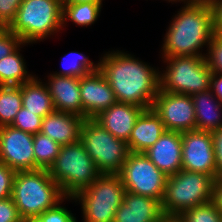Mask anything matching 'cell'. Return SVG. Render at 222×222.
<instances>
[{
  "label": "cell",
  "mask_w": 222,
  "mask_h": 222,
  "mask_svg": "<svg viewBox=\"0 0 222 222\" xmlns=\"http://www.w3.org/2000/svg\"><path fill=\"white\" fill-rule=\"evenodd\" d=\"M124 50H111L99 58V70L117 102L149 109L159 91V68Z\"/></svg>",
  "instance_id": "6da1fadb"
},
{
  "label": "cell",
  "mask_w": 222,
  "mask_h": 222,
  "mask_svg": "<svg viewBox=\"0 0 222 222\" xmlns=\"http://www.w3.org/2000/svg\"><path fill=\"white\" fill-rule=\"evenodd\" d=\"M182 5L166 30L160 56H205L203 48L215 35L212 6L209 0Z\"/></svg>",
  "instance_id": "7a4b0ae2"
},
{
  "label": "cell",
  "mask_w": 222,
  "mask_h": 222,
  "mask_svg": "<svg viewBox=\"0 0 222 222\" xmlns=\"http://www.w3.org/2000/svg\"><path fill=\"white\" fill-rule=\"evenodd\" d=\"M11 197L23 220L39 217L66 198L47 169L16 171Z\"/></svg>",
  "instance_id": "3957f363"
},
{
  "label": "cell",
  "mask_w": 222,
  "mask_h": 222,
  "mask_svg": "<svg viewBox=\"0 0 222 222\" xmlns=\"http://www.w3.org/2000/svg\"><path fill=\"white\" fill-rule=\"evenodd\" d=\"M62 0H23L8 29L24 43L35 44L62 29Z\"/></svg>",
  "instance_id": "277c9868"
},
{
  "label": "cell",
  "mask_w": 222,
  "mask_h": 222,
  "mask_svg": "<svg viewBox=\"0 0 222 222\" xmlns=\"http://www.w3.org/2000/svg\"><path fill=\"white\" fill-rule=\"evenodd\" d=\"M49 173L66 197H74L101 175L80 140L61 146Z\"/></svg>",
  "instance_id": "5b68a950"
},
{
  "label": "cell",
  "mask_w": 222,
  "mask_h": 222,
  "mask_svg": "<svg viewBox=\"0 0 222 222\" xmlns=\"http://www.w3.org/2000/svg\"><path fill=\"white\" fill-rule=\"evenodd\" d=\"M214 181L206 173L183 169L168 176L161 202L164 215L179 217L192 207L212 201Z\"/></svg>",
  "instance_id": "8992f818"
},
{
  "label": "cell",
  "mask_w": 222,
  "mask_h": 222,
  "mask_svg": "<svg viewBox=\"0 0 222 222\" xmlns=\"http://www.w3.org/2000/svg\"><path fill=\"white\" fill-rule=\"evenodd\" d=\"M166 64L159 70V90L173 94L192 95L211 89L213 72L205 56L161 57Z\"/></svg>",
  "instance_id": "52a82bcc"
},
{
  "label": "cell",
  "mask_w": 222,
  "mask_h": 222,
  "mask_svg": "<svg viewBox=\"0 0 222 222\" xmlns=\"http://www.w3.org/2000/svg\"><path fill=\"white\" fill-rule=\"evenodd\" d=\"M125 192L119 174H101L91 185L70 197V202L80 204L83 222H113Z\"/></svg>",
  "instance_id": "ba28073f"
},
{
  "label": "cell",
  "mask_w": 222,
  "mask_h": 222,
  "mask_svg": "<svg viewBox=\"0 0 222 222\" xmlns=\"http://www.w3.org/2000/svg\"><path fill=\"white\" fill-rule=\"evenodd\" d=\"M80 141L101 174H119L130 153L127 142L114 137L94 119H85Z\"/></svg>",
  "instance_id": "9c48e42d"
},
{
  "label": "cell",
  "mask_w": 222,
  "mask_h": 222,
  "mask_svg": "<svg viewBox=\"0 0 222 222\" xmlns=\"http://www.w3.org/2000/svg\"><path fill=\"white\" fill-rule=\"evenodd\" d=\"M119 175L127 192L162 202L167 176L145 153L130 152Z\"/></svg>",
  "instance_id": "30bf717a"
},
{
  "label": "cell",
  "mask_w": 222,
  "mask_h": 222,
  "mask_svg": "<svg viewBox=\"0 0 222 222\" xmlns=\"http://www.w3.org/2000/svg\"><path fill=\"white\" fill-rule=\"evenodd\" d=\"M151 108L162 120L165 130L186 132L196 128V116L191 95L158 91Z\"/></svg>",
  "instance_id": "8fae6325"
},
{
  "label": "cell",
  "mask_w": 222,
  "mask_h": 222,
  "mask_svg": "<svg viewBox=\"0 0 222 222\" xmlns=\"http://www.w3.org/2000/svg\"><path fill=\"white\" fill-rule=\"evenodd\" d=\"M182 169L206 173L217 179L212 133L200 130L182 132Z\"/></svg>",
  "instance_id": "7c38bea8"
},
{
  "label": "cell",
  "mask_w": 222,
  "mask_h": 222,
  "mask_svg": "<svg viewBox=\"0 0 222 222\" xmlns=\"http://www.w3.org/2000/svg\"><path fill=\"white\" fill-rule=\"evenodd\" d=\"M34 135L11 125L0 127V162L15 171H34Z\"/></svg>",
  "instance_id": "4fadbf2b"
},
{
  "label": "cell",
  "mask_w": 222,
  "mask_h": 222,
  "mask_svg": "<svg viewBox=\"0 0 222 222\" xmlns=\"http://www.w3.org/2000/svg\"><path fill=\"white\" fill-rule=\"evenodd\" d=\"M82 118L93 119L117 102L114 91L100 70L80 78Z\"/></svg>",
  "instance_id": "5bb4252c"
},
{
  "label": "cell",
  "mask_w": 222,
  "mask_h": 222,
  "mask_svg": "<svg viewBox=\"0 0 222 222\" xmlns=\"http://www.w3.org/2000/svg\"><path fill=\"white\" fill-rule=\"evenodd\" d=\"M144 153L167 177L175 175L182 169V133L165 130Z\"/></svg>",
  "instance_id": "9a60e30c"
},
{
  "label": "cell",
  "mask_w": 222,
  "mask_h": 222,
  "mask_svg": "<svg viewBox=\"0 0 222 222\" xmlns=\"http://www.w3.org/2000/svg\"><path fill=\"white\" fill-rule=\"evenodd\" d=\"M44 83L53 100L56 111L71 113L82 117L80 78L48 74Z\"/></svg>",
  "instance_id": "2e32d148"
},
{
  "label": "cell",
  "mask_w": 222,
  "mask_h": 222,
  "mask_svg": "<svg viewBox=\"0 0 222 222\" xmlns=\"http://www.w3.org/2000/svg\"><path fill=\"white\" fill-rule=\"evenodd\" d=\"M144 108L128 103L116 102L100 112L93 119L108 130L114 137L125 142L129 140L136 119Z\"/></svg>",
  "instance_id": "e0dca14e"
},
{
  "label": "cell",
  "mask_w": 222,
  "mask_h": 222,
  "mask_svg": "<svg viewBox=\"0 0 222 222\" xmlns=\"http://www.w3.org/2000/svg\"><path fill=\"white\" fill-rule=\"evenodd\" d=\"M164 216L159 200L126 191L113 222H159Z\"/></svg>",
  "instance_id": "ac0fdd59"
},
{
  "label": "cell",
  "mask_w": 222,
  "mask_h": 222,
  "mask_svg": "<svg viewBox=\"0 0 222 222\" xmlns=\"http://www.w3.org/2000/svg\"><path fill=\"white\" fill-rule=\"evenodd\" d=\"M84 120L78 115L55 110L43 118L40 132L61 146L68 145L80 140Z\"/></svg>",
  "instance_id": "d6986e66"
},
{
  "label": "cell",
  "mask_w": 222,
  "mask_h": 222,
  "mask_svg": "<svg viewBox=\"0 0 222 222\" xmlns=\"http://www.w3.org/2000/svg\"><path fill=\"white\" fill-rule=\"evenodd\" d=\"M164 131L163 122L154 110L152 108L144 109L136 119L127 141L129 151L144 153L158 141Z\"/></svg>",
  "instance_id": "ffe728a7"
},
{
  "label": "cell",
  "mask_w": 222,
  "mask_h": 222,
  "mask_svg": "<svg viewBox=\"0 0 222 222\" xmlns=\"http://www.w3.org/2000/svg\"><path fill=\"white\" fill-rule=\"evenodd\" d=\"M195 116V130L216 132L222 128V104L211 89L191 95Z\"/></svg>",
  "instance_id": "44dd1931"
},
{
  "label": "cell",
  "mask_w": 222,
  "mask_h": 222,
  "mask_svg": "<svg viewBox=\"0 0 222 222\" xmlns=\"http://www.w3.org/2000/svg\"><path fill=\"white\" fill-rule=\"evenodd\" d=\"M38 75L20 85L22 107L40 117H45L55 111L53 100L44 83ZM43 81V82H42Z\"/></svg>",
  "instance_id": "7402d4cb"
},
{
  "label": "cell",
  "mask_w": 222,
  "mask_h": 222,
  "mask_svg": "<svg viewBox=\"0 0 222 222\" xmlns=\"http://www.w3.org/2000/svg\"><path fill=\"white\" fill-rule=\"evenodd\" d=\"M26 45L28 43L23 42L14 52L0 60V85L20 86L36 76L29 74L26 61L20 53L22 46Z\"/></svg>",
  "instance_id": "603a6c76"
},
{
  "label": "cell",
  "mask_w": 222,
  "mask_h": 222,
  "mask_svg": "<svg viewBox=\"0 0 222 222\" xmlns=\"http://www.w3.org/2000/svg\"><path fill=\"white\" fill-rule=\"evenodd\" d=\"M103 3H75L63 4V30L67 26V21L73 22L77 26L88 27L94 24L100 17ZM66 25V26H65Z\"/></svg>",
  "instance_id": "cb8c5ba5"
},
{
  "label": "cell",
  "mask_w": 222,
  "mask_h": 222,
  "mask_svg": "<svg viewBox=\"0 0 222 222\" xmlns=\"http://www.w3.org/2000/svg\"><path fill=\"white\" fill-rule=\"evenodd\" d=\"M61 69L53 74L81 78L99 70V61L95 64L88 56L77 51H71L61 59Z\"/></svg>",
  "instance_id": "d4e9b609"
},
{
  "label": "cell",
  "mask_w": 222,
  "mask_h": 222,
  "mask_svg": "<svg viewBox=\"0 0 222 222\" xmlns=\"http://www.w3.org/2000/svg\"><path fill=\"white\" fill-rule=\"evenodd\" d=\"M21 107V87L0 85V127L11 125Z\"/></svg>",
  "instance_id": "484cf974"
},
{
  "label": "cell",
  "mask_w": 222,
  "mask_h": 222,
  "mask_svg": "<svg viewBox=\"0 0 222 222\" xmlns=\"http://www.w3.org/2000/svg\"><path fill=\"white\" fill-rule=\"evenodd\" d=\"M61 145L41 132L34 135L33 150L35 157V170L47 169L54 164Z\"/></svg>",
  "instance_id": "4316f807"
},
{
  "label": "cell",
  "mask_w": 222,
  "mask_h": 222,
  "mask_svg": "<svg viewBox=\"0 0 222 222\" xmlns=\"http://www.w3.org/2000/svg\"><path fill=\"white\" fill-rule=\"evenodd\" d=\"M179 218L182 222H222V213L210 201L183 212Z\"/></svg>",
  "instance_id": "83f0119b"
},
{
  "label": "cell",
  "mask_w": 222,
  "mask_h": 222,
  "mask_svg": "<svg viewBox=\"0 0 222 222\" xmlns=\"http://www.w3.org/2000/svg\"><path fill=\"white\" fill-rule=\"evenodd\" d=\"M43 117L37 116L28 109L21 107L11 126L35 135L41 131Z\"/></svg>",
  "instance_id": "f1b7e54d"
},
{
  "label": "cell",
  "mask_w": 222,
  "mask_h": 222,
  "mask_svg": "<svg viewBox=\"0 0 222 222\" xmlns=\"http://www.w3.org/2000/svg\"><path fill=\"white\" fill-rule=\"evenodd\" d=\"M65 200L70 201V197H66L57 206L46 210L39 217L26 219L24 222H78L71 210L62 206Z\"/></svg>",
  "instance_id": "f546056e"
},
{
  "label": "cell",
  "mask_w": 222,
  "mask_h": 222,
  "mask_svg": "<svg viewBox=\"0 0 222 222\" xmlns=\"http://www.w3.org/2000/svg\"><path fill=\"white\" fill-rule=\"evenodd\" d=\"M205 51V60L210 70L222 74V36L215 34Z\"/></svg>",
  "instance_id": "4dcf8cb0"
},
{
  "label": "cell",
  "mask_w": 222,
  "mask_h": 222,
  "mask_svg": "<svg viewBox=\"0 0 222 222\" xmlns=\"http://www.w3.org/2000/svg\"><path fill=\"white\" fill-rule=\"evenodd\" d=\"M23 41L8 28L0 30V60L14 52Z\"/></svg>",
  "instance_id": "1f68e13d"
},
{
  "label": "cell",
  "mask_w": 222,
  "mask_h": 222,
  "mask_svg": "<svg viewBox=\"0 0 222 222\" xmlns=\"http://www.w3.org/2000/svg\"><path fill=\"white\" fill-rule=\"evenodd\" d=\"M23 0H0V24L8 28L15 20L17 10Z\"/></svg>",
  "instance_id": "d6a6232c"
},
{
  "label": "cell",
  "mask_w": 222,
  "mask_h": 222,
  "mask_svg": "<svg viewBox=\"0 0 222 222\" xmlns=\"http://www.w3.org/2000/svg\"><path fill=\"white\" fill-rule=\"evenodd\" d=\"M16 171L0 162V200L12 196V187Z\"/></svg>",
  "instance_id": "836d02e7"
},
{
  "label": "cell",
  "mask_w": 222,
  "mask_h": 222,
  "mask_svg": "<svg viewBox=\"0 0 222 222\" xmlns=\"http://www.w3.org/2000/svg\"><path fill=\"white\" fill-rule=\"evenodd\" d=\"M0 222H24L12 197L0 200Z\"/></svg>",
  "instance_id": "e575fe53"
},
{
  "label": "cell",
  "mask_w": 222,
  "mask_h": 222,
  "mask_svg": "<svg viewBox=\"0 0 222 222\" xmlns=\"http://www.w3.org/2000/svg\"><path fill=\"white\" fill-rule=\"evenodd\" d=\"M213 143L216 154L217 178L222 177V128L213 132Z\"/></svg>",
  "instance_id": "d590c367"
},
{
  "label": "cell",
  "mask_w": 222,
  "mask_h": 222,
  "mask_svg": "<svg viewBox=\"0 0 222 222\" xmlns=\"http://www.w3.org/2000/svg\"><path fill=\"white\" fill-rule=\"evenodd\" d=\"M214 15L215 34L222 36V0H209Z\"/></svg>",
  "instance_id": "8d00e7d4"
},
{
  "label": "cell",
  "mask_w": 222,
  "mask_h": 222,
  "mask_svg": "<svg viewBox=\"0 0 222 222\" xmlns=\"http://www.w3.org/2000/svg\"><path fill=\"white\" fill-rule=\"evenodd\" d=\"M212 202L215 204L217 209L222 213V177L217 178L214 181Z\"/></svg>",
  "instance_id": "74e56055"
},
{
  "label": "cell",
  "mask_w": 222,
  "mask_h": 222,
  "mask_svg": "<svg viewBox=\"0 0 222 222\" xmlns=\"http://www.w3.org/2000/svg\"><path fill=\"white\" fill-rule=\"evenodd\" d=\"M211 90L222 104V74L213 73Z\"/></svg>",
  "instance_id": "f35d334b"
},
{
  "label": "cell",
  "mask_w": 222,
  "mask_h": 222,
  "mask_svg": "<svg viewBox=\"0 0 222 222\" xmlns=\"http://www.w3.org/2000/svg\"><path fill=\"white\" fill-rule=\"evenodd\" d=\"M103 0H62V4H75V3H84V2H91V3H103Z\"/></svg>",
  "instance_id": "ab89813d"
},
{
  "label": "cell",
  "mask_w": 222,
  "mask_h": 222,
  "mask_svg": "<svg viewBox=\"0 0 222 222\" xmlns=\"http://www.w3.org/2000/svg\"><path fill=\"white\" fill-rule=\"evenodd\" d=\"M159 222H182L177 216H164Z\"/></svg>",
  "instance_id": "60d3db41"
},
{
  "label": "cell",
  "mask_w": 222,
  "mask_h": 222,
  "mask_svg": "<svg viewBox=\"0 0 222 222\" xmlns=\"http://www.w3.org/2000/svg\"><path fill=\"white\" fill-rule=\"evenodd\" d=\"M165 1H168L169 3L171 2H173V3H182L183 2V4L184 3H196V2H200V1H205V0H165ZM181 1V2H180Z\"/></svg>",
  "instance_id": "b9f144b4"
}]
</instances>
